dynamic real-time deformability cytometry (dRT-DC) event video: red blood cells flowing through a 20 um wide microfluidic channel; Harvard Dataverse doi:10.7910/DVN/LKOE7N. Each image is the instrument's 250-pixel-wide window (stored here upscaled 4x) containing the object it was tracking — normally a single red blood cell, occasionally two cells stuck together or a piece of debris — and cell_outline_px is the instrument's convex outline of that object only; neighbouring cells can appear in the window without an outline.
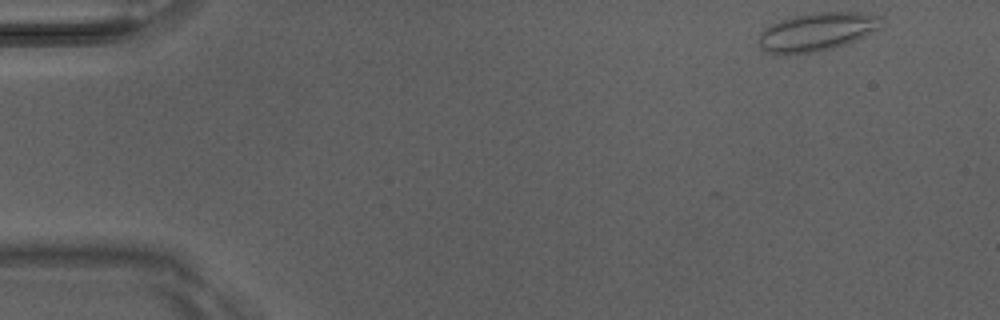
{"species": "Egyptian fruit bat (a non-hibernating species)", "species_latin": "Rousettus aegyptiacus", "temperature_condition": "room temperature", "stored_images_in_passage": 4, "camera_frame_rate_fps": 3000, "um_per_image_px": 0.085, "animal": {"sex": "male"}, "frame": {"image": 1, "passage_image": 1, "time_ms": 0.0, "image_size_px": [1000, 320], "cell_outline_px": [[884, 16], [880, 28], [848, 44], [820, 52], [796, 56], [772, 56], [764, 52], [760, 48], [760, 32], [764, 28], [780, 20], [812, 12], [860, 12]], "centroid_in_image_um": [69.41, 2.75], "position_along_channel_um": 15.6, "area_um2": 28.38}}